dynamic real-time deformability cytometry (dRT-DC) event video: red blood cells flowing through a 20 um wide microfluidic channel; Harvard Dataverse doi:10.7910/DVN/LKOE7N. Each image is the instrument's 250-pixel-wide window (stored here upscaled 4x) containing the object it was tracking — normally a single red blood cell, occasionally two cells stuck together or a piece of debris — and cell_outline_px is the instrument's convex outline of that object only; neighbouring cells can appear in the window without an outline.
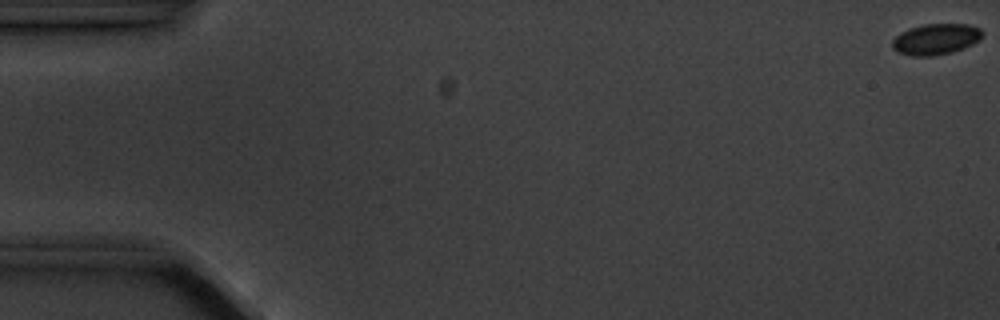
{"species": "common noctule bat (a hibernating species)", "species_latin": "Nyctalus noctula", "temperature_condition": "cold", "stored_images_in_passage": 4, "camera_frame_rate_fps": 3000, "um_per_image_px": 0.085, "animal": {"sex": "male", "body_mass_g": 20.1, "forearm_length_mm": 53.5}, "frame": {"image": 1, "passage_image": 1, "time_ms": 0.0, "image_size_px": [1000, 320], "cell_outline_px": [[984, 32], [972, 44], [964, 48], [952, 52], [932, 56], [912, 56], [896, 52], [892, 48], [892, 40], [900, 32], [908, 28], [924, 24], [968, 24], [980, 28]], "centroid_in_image_um": [79.5, 3.33], "position_along_channel_um": 5.5, "area_um2": 16.3}}